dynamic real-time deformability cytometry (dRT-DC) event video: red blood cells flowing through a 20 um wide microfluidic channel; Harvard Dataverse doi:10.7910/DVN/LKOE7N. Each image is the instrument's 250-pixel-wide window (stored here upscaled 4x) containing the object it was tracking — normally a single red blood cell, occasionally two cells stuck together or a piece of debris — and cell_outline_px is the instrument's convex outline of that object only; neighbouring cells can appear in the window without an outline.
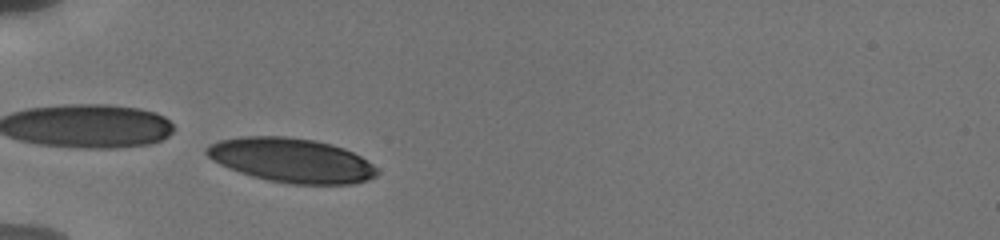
{"species": "human", "species_latin": "Homo sapiens", "temperature_condition": "cold", "stored_images_in_passage": 40, "camera_frame_rate_fps": 3000, "um_per_image_px": 0.085, "donor": {"sex": "male"}, "frame": {"image": 1, "passage_image": 1, "time_ms": 0.0, "image_size_px": [1000, 240], "cell_outline_px": [[380, 172], [376, 176], [368, 180], [352, 184], [292, 184], [268, 180], [252, 176], [228, 168], [212, 160], [204, 152], [204, 148], [208, 144], [220, 140], [240, 136], [284, 136], [316, 140], [332, 144], [344, 148], [368, 160]], "centroid_in_image_um": [24.77, 13.61], "position_along_channel_um": 60.2, "area_um2": 44.27}}
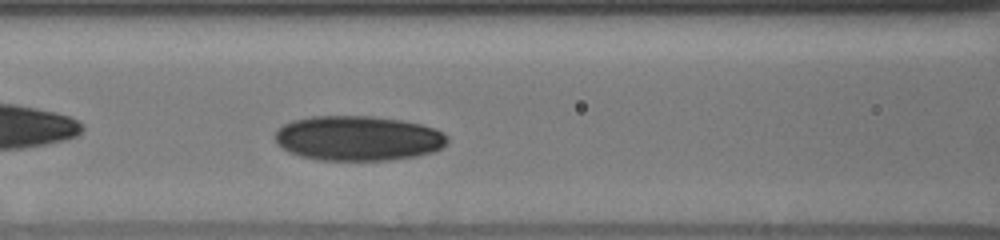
{"frame": {"image": 2, "passage_image": 13, "time_ms": 2.333, "image_size_px": [1000, 240], "cell_outline_px": [[448, 144], [432, 152], [416, 156], [388, 160], [316, 160], [300, 156], [288, 152], [276, 144], [276, 132], [284, 124], [292, 120], [312, 116], [372, 116], [404, 120], [436, 128], [444, 132], [448, 136]], "centroid_in_image_um": [30.45, 11.75], "position_along_channel_um": 136.1, "area_um2": 45.43}}
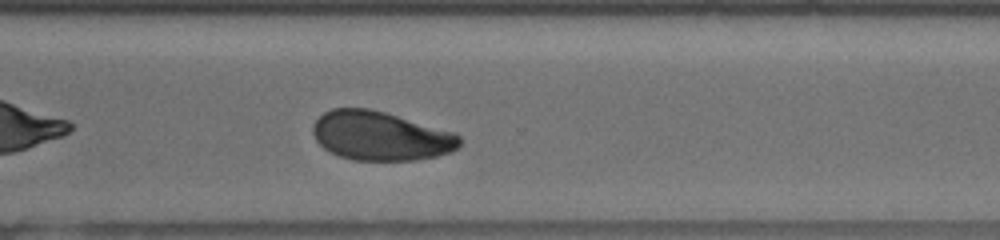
{"frame": {"image": 3, "passage_image": 37, "time_ms": 7.667, "image_size_px": [1000, 240], "cell_outline_px": [[460, 148], [452, 152], [436, 156], [416, 160], [352, 160], [340, 156], [324, 148], [316, 140], [312, 132], [312, 124], [324, 112], [332, 108], [368, 108], [384, 112], [456, 132], [460, 136]], "centroid_in_image_um": [32.37, 11.55], "position_along_channel_um": 338.2, "area_um2": 42.08}}